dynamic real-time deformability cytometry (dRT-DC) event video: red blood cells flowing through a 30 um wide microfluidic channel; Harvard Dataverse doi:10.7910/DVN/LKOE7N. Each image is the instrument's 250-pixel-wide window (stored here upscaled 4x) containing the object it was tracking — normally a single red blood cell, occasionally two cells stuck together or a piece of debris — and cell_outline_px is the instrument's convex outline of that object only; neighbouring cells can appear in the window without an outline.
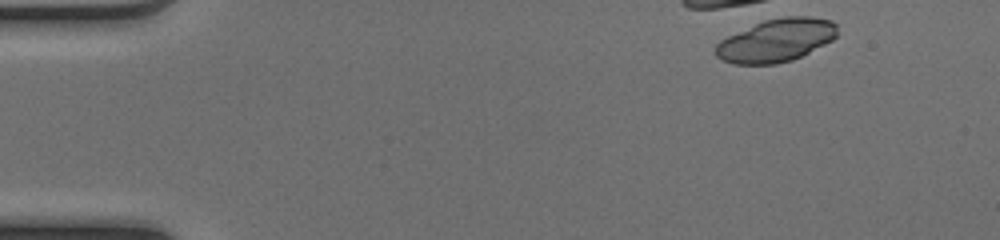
{"species": "common noctule bat (a hibernating species)", "species_latin": "Nyctalus noctula", "temperature_condition": "cold", "stored_images_in_passage": 2, "camera_frame_rate_fps": 3000, "um_per_image_px": 0.085, "animal": {"sex": "female", "body_mass_g": 17.0, "forearm_length_mm": 48.0}, "frame": {"image": 1, "passage_image": 1, "time_ms": 0.0, "image_size_px": [1000, 240], "cell_outline_px": [[836, 36], [832, 40], [792, 60], [776, 64], [736, 64], [724, 60], [716, 56], [716, 44], [720, 40], [728, 36], [764, 20], [788, 16], [808, 16], [832, 20], [836, 24]], "centroid_in_image_um": [65.98, 3.43], "position_along_channel_um": 19.0, "area_um2": 30.06}}